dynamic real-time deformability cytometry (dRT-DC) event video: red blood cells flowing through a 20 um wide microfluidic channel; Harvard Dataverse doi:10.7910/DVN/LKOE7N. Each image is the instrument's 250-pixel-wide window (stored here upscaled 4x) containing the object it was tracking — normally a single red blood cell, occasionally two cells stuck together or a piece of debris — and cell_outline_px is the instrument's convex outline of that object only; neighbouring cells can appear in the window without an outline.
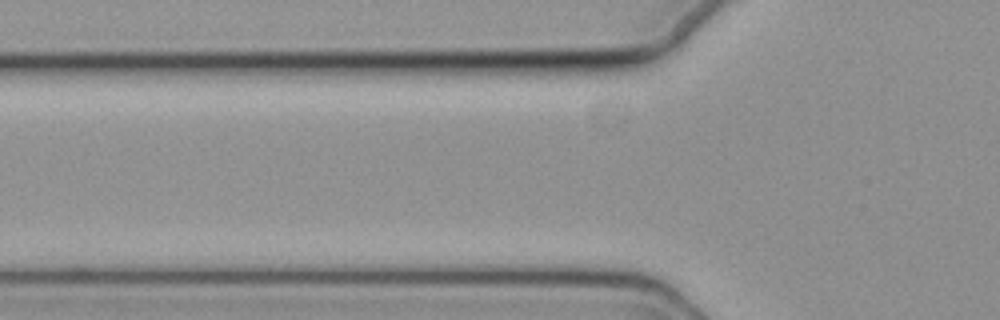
{"species": "common noctule bat (a hibernating species)", "species_latin": "Nyctalus noctula", "temperature_condition": "cold", "stored_images_in_passage": 3, "camera_frame_rate_fps": 3000, "um_per_image_px": 0.085, "animal": {"sex": "female", "body_mass_g": 19.3, "forearm_length_mm": 54.1}, "frame": {"image": 1, "passage_image": 3, "time_ms": 0.667, "image_size_px": [1000, 320], "cell_outline_px": [[664, 284], [444, 272], [456, 268], [472, 264], [572, 264], [640, 272], [652, 276], [660, 280]], "centroid_in_image_um": [47.49, 23.14], "position_along_channel_um": 78.3, "area_um2": 17.34}}